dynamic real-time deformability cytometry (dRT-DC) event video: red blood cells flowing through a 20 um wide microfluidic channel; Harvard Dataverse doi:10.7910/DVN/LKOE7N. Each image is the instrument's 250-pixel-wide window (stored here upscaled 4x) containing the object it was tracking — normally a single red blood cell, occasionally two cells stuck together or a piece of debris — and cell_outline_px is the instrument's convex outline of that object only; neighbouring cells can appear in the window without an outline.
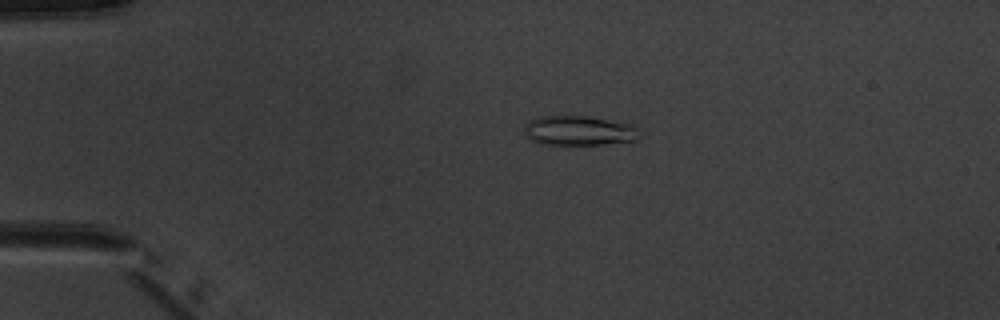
{"species": "common noctule bat (a hibernating species)", "species_latin": "Nyctalus noctula", "temperature_condition": "warm", "stored_images_in_passage": 4, "camera_frame_rate_fps": 3000, "um_per_image_px": 0.085, "animal": {"sex": "male", "body_mass_g": 20.1, "forearm_length_mm": 53.5}, "frame": {"image": 1, "passage_image": 3, "time_ms": 3.0, "image_size_px": [1000, 320], "cell_outline_px": [[636, 140], [604, 144], [536, 144], [528, 140], [524, 132], [524, 124], [528, 120], [540, 116], [588, 116], [636, 124]], "centroid_in_image_um": [49.13, 11.09], "position_along_channel_um": 35.9, "area_um2": 20.11}}